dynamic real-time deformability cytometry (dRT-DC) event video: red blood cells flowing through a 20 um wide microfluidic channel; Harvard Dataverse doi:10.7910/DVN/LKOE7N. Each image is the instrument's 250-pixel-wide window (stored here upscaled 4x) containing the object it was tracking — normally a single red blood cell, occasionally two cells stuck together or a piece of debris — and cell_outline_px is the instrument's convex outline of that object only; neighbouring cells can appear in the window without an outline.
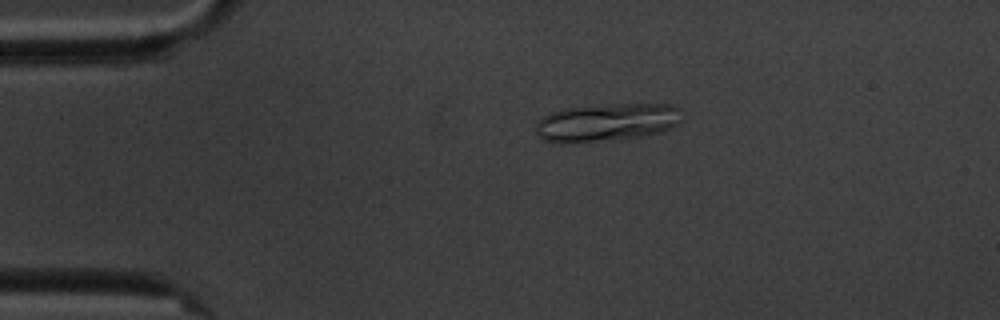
{"species": "common noctule bat (a hibernating species)", "species_latin": "Nyctalus noctula", "temperature_condition": "cold", "stored_images_in_passage": 6, "camera_frame_rate_fps": 3000, "um_per_image_px": 0.085, "animal": {"sex": "male", "body_mass_g": 20.1, "forearm_length_mm": 53.5}, "frame": {"image": 1, "passage_image": 4, "time_ms": 3.333, "image_size_px": [1000, 320], "cell_outline_px": [[684, 120], [680, 124], [672, 128], [660, 132], [640, 136], [560, 144], [544, 140], [536, 132], [536, 124], [544, 116], [552, 112], [564, 108], [612, 104], [672, 104], [680, 108]], "centroid_in_image_um": [51.63, 10.39], "position_along_channel_um": 33.4, "area_um2": 32.31}}